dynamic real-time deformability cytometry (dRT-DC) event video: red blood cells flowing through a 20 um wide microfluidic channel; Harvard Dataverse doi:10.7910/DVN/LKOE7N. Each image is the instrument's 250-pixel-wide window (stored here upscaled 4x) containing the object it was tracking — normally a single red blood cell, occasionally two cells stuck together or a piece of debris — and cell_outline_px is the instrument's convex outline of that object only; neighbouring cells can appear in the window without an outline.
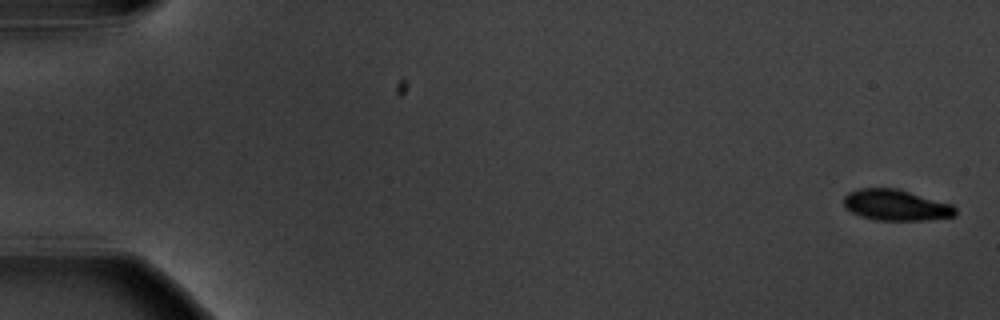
{"species": "common noctule bat (a hibernating species)", "species_latin": "Nyctalus noctula", "temperature_condition": "warm", "stored_images_in_passage": 6, "camera_frame_rate_fps": 3000, "um_per_image_px": 0.085, "animal": {"sex": "male", "body_mass_g": 20.1, "forearm_length_mm": 53.5}, "frame": {"image": 1, "passage_image": 1, "time_ms": 0.0, "image_size_px": [1000, 320], "cell_outline_px": [[956, 216], [924, 220], [876, 220], [860, 216], [844, 208], [844, 196], [848, 192], [860, 188], [896, 188], [952, 204], [956, 208]], "centroid_in_image_um": [76.14, 17.43], "position_along_channel_um": 8.9, "area_um2": 20.17}}